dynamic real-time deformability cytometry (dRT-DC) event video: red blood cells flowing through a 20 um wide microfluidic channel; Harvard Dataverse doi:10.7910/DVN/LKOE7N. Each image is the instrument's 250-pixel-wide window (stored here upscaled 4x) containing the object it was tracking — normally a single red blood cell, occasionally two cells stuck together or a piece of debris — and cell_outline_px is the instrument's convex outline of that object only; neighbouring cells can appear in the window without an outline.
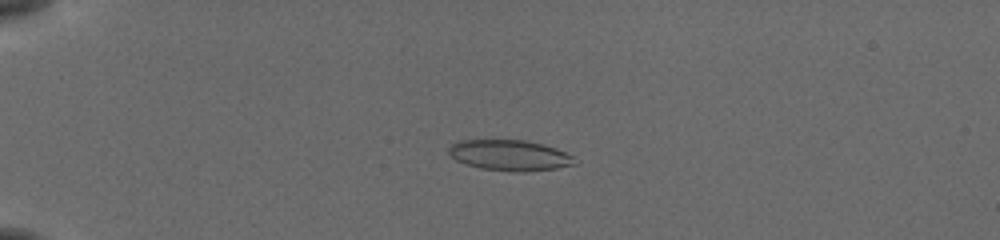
{"species": "common noctule bat (a hibernating species)", "species_latin": "Nyctalus noctula", "temperature_condition": "cold", "stored_images_in_passage": 49, "camera_frame_rate_fps": 3000, "um_per_image_px": 0.085, "animal": {"sex": "female", "body_mass_g": 19.5, "forearm_length_mm": 54.1}, "frame": {"image": 1, "passage_image": 8, "time_ms": 2.333, "image_size_px": [1000, 240], "cell_outline_px": [[576, 164], [556, 168], [520, 172], [512, 172], [480, 168], [456, 160], [448, 152], [448, 148], [452, 144], [460, 140], [524, 140], [544, 144], [556, 148], [572, 156]], "centroid_in_image_um": [43.31, 13.19], "position_along_channel_um": 41.7, "area_um2": 22.37}}
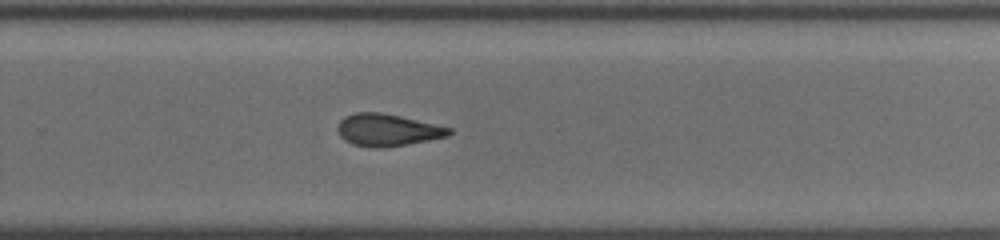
{"frame": {"image": 2, "passage_image": 32, "time_ms": 10.333, "image_size_px": [1000, 240], "cell_outline_px": [[452, 132], [448, 136], [388, 148], [372, 148], [352, 144], [344, 140], [340, 136], [336, 128], [340, 120], [344, 116], [356, 112], [380, 112], [400, 116], [452, 128]], "centroid_in_image_um": [32.9, 11.06], "position_along_channel_um": 296.9, "area_um2": 21.04}}
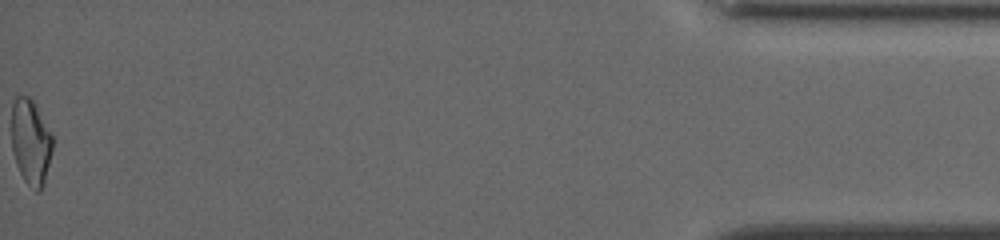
{"frame": {"image": 3, "passage_image": 49, "time_ms": 16.0, "image_size_px": [1000, 240], "cell_outline_px": [[52, 152], [44, 180], [40, 192], [36, 192], [24, 180], [16, 164], [12, 148], [12, 104], [16, 96], [28, 96], [32, 100], [52, 136]], "centroid_in_image_um": [2.59, 12.08], "position_along_channel_um": 432.6, "area_um2": 20.0}, "authors_computed_cell_mechanics": {"area_um2": 20.9814, "velocity_mm_per_s": 3.8344, "shape_relaxation_time_tau1_ms": null, "shape_relaxation_time_tau2_ms": 4.849, "deformation_change_tau1": null, "deformation_change_tau2": 0.1215}}